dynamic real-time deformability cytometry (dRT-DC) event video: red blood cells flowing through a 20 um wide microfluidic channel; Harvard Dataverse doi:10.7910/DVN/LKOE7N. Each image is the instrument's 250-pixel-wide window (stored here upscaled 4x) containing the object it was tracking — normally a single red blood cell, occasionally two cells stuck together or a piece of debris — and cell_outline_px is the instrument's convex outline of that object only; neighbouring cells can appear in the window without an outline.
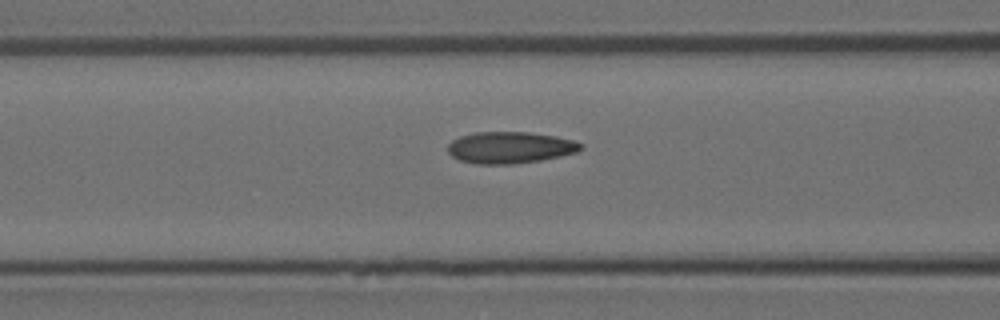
{"species": "Egyptian fruit bat (a non-hibernating species)", "species_latin": "Rousettus aegyptiacus", "temperature_condition": "room temperature", "stored_images_in_passage": 18, "camera_frame_rate_fps": 3000, "um_per_image_px": 0.085, "animal": {"sex": "female"}, "frame": {"image": 1, "passage_image": 16, "time_ms": 5.0, "image_size_px": [1000, 320], "cell_outline_px": [[584, 148], [576, 152], [560, 156], [540, 160], [512, 164], [476, 164], [460, 160], [452, 156], [448, 152], [448, 144], [452, 140], [460, 136], [476, 132], [528, 132], [556, 136], [572, 140], [584, 144]], "centroid_in_image_um": [43.35, 12.54], "position_along_channel_um": 123.2, "area_um2": 24.51}}